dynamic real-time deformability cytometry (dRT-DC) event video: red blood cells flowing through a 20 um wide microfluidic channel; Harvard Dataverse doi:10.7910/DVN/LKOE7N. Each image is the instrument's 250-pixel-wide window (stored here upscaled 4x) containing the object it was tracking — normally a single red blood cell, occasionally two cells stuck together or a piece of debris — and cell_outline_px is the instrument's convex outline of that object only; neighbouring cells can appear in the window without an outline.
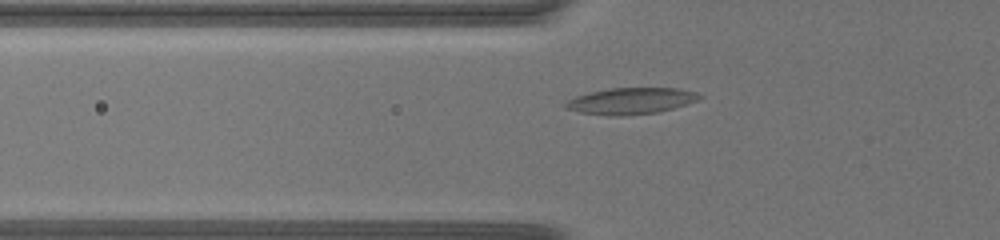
{"species": "common noctule bat (a hibernating species)", "species_latin": "Nyctalus noctula", "temperature_condition": "warm", "stored_images_in_passage": 12, "camera_frame_rate_fps": 3000, "um_per_image_px": 0.085, "animal": {"sex": "female", "body_mass_g": 19.5, "forearm_length_mm": 54.1}, "frame": {"image": 1, "passage_image": 2, "time_ms": 0.333, "image_size_px": [1000, 240], "cell_outline_px": [[704, 96], [696, 100], [660, 112], [624, 116], [612, 116], [580, 112], [564, 108], [564, 104], [568, 100], [576, 96], [608, 88], [676, 88], [696, 92]], "centroid_in_image_um": [53.61, 8.58], "position_along_channel_um": 72.2, "area_um2": 20.46}}
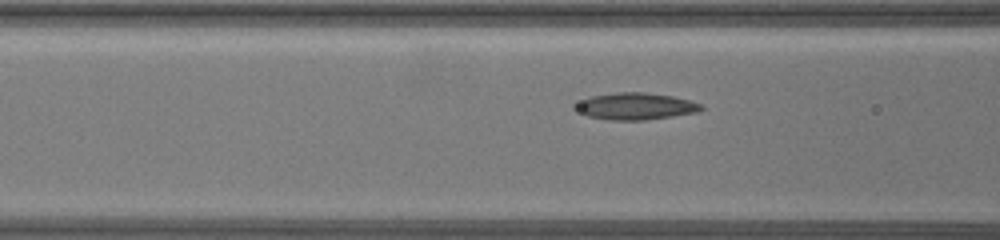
{"frame": {"image": 2, "passage_image": 6, "time_ms": 1.667, "image_size_px": [1000, 240], "cell_outline_px": [[704, 108], [696, 112], [672, 116], [644, 120], [608, 120], [588, 116], [572, 108], [572, 104], [592, 96], [616, 92], [644, 92], [672, 96], [688, 100], [700, 104]], "centroid_in_image_um": [53.96, 9.03], "position_along_channel_um": 112.6, "area_um2": 19.59}}
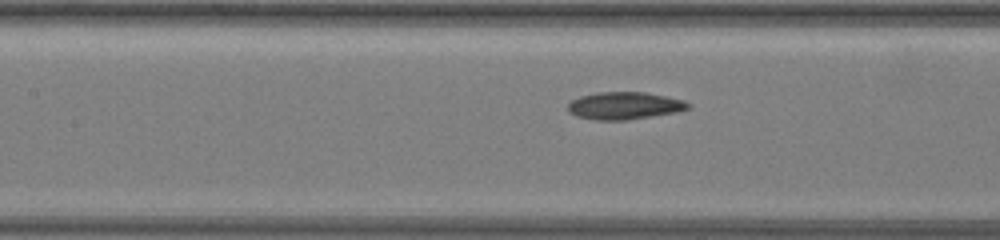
{"frame": {"image": 3, "passage_image": 10, "time_ms": 3.0, "image_size_px": [1000, 240], "cell_outline_px": [[692, 104], [688, 108], [676, 112], [652, 116], [624, 120], [596, 120], [576, 116], [568, 112], [568, 104], [572, 100], [580, 96], [596, 92], [644, 92], [684, 100]], "centroid_in_image_um": [53.05, 8.98], "position_along_channel_um": 154.3, "area_um2": 19.13}}